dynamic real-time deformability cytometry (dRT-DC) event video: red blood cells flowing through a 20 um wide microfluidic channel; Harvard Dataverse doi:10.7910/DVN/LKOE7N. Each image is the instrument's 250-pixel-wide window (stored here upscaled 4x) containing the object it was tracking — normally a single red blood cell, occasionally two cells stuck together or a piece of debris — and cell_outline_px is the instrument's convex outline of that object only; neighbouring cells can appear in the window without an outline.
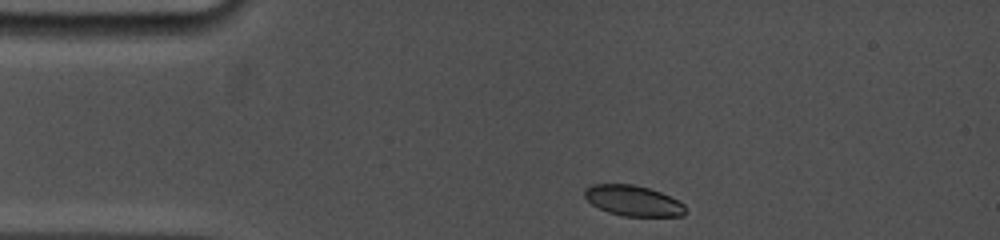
{"species": "common noctule bat (a hibernating species)", "species_latin": "Nyctalus noctula", "temperature_condition": "cold", "stored_images_in_passage": 31, "camera_frame_rate_fps": 5000, "um_per_image_px": 0.085, "animal": {"sex": "female", "body_mass_g": 19.0, "forearm_length_mm": 53.3}, "frame": {"image": 1, "passage_image": 1, "time_ms": 0.0, "image_size_px": [1000, 240], "cell_outline_px": [[684, 216], [624, 216], [608, 212], [592, 204], [584, 196], [584, 188], [592, 184], [632, 184], [648, 188], [660, 192], [680, 200], [684, 204]], "centroid_in_image_um": [53.81, 17.05], "position_along_channel_um": 31.2, "area_um2": 17.92}}
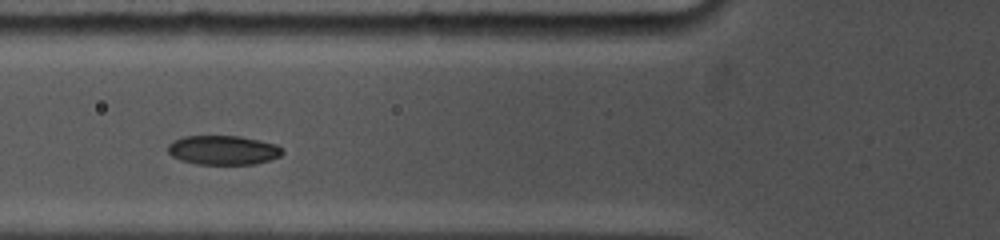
{"frame": {"image": 2, "passage_image": 18, "time_ms": 3.2, "image_size_px": [1000, 240], "cell_outline_px": [[284, 152], [280, 156], [256, 164], [196, 164], [180, 160], [172, 156], [168, 152], [168, 144], [172, 140], [184, 136], [240, 136], [260, 140], [276, 144]], "centroid_in_image_um": [18.94, 12.75], "position_along_channel_um": 106.9, "area_um2": 19.59}}
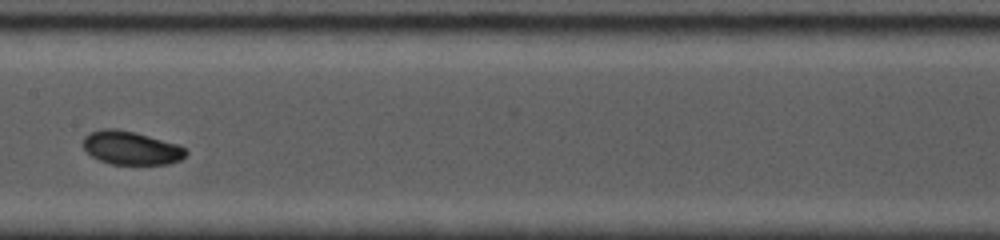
{"frame": {"image": 3, "passage_image": 30, "time_ms": 5.6, "image_size_px": [1000, 240], "cell_outline_px": [[188, 152], [180, 160], [168, 164], [112, 164], [100, 160], [92, 156], [84, 148], [84, 136], [88, 132], [100, 128], [116, 128], [136, 132], [180, 144]], "centroid_in_image_um": [11.15, 12.55], "position_along_channel_um": 196.3, "area_um2": 20.23}}